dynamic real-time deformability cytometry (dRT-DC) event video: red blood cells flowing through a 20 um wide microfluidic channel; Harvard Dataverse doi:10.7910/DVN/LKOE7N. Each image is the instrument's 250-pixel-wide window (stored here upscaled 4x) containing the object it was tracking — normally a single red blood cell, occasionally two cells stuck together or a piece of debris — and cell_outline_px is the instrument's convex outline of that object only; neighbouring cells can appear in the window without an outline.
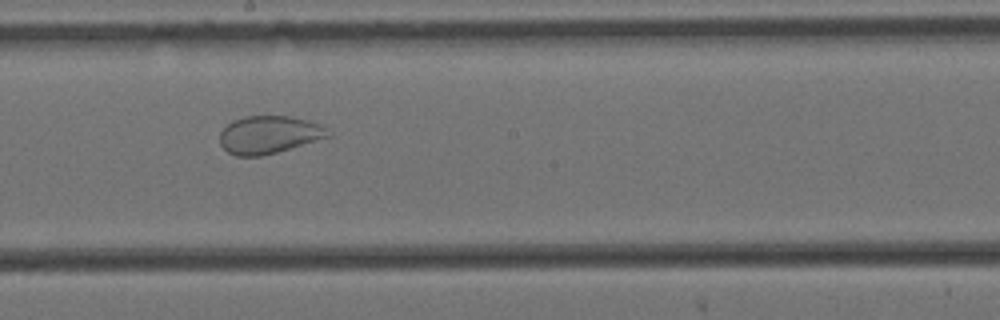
{"species": "Egyptian fruit bat (a non-hibernating species)", "species_latin": "Rousettus aegyptiacus", "temperature_condition": "cold", "stored_images_in_passage": 6, "camera_frame_rate_fps": 3000, "um_per_image_px": 0.085, "animal": {"sex": "female"}, "frame": {"image": 1, "passage_image": 6, "time_ms": 1.667, "image_size_px": [1000, 320], "cell_outline_px": [[332, 136], [276, 152], [260, 156], [236, 156], [228, 152], [220, 144], [220, 132], [232, 120], [244, 116], [292, 116], [308, 120], [320, 124]], "centroid_in_image_um": [22.84, 11.44], "position_along_channel_um": 225.4, "area_um2": 23.7}}